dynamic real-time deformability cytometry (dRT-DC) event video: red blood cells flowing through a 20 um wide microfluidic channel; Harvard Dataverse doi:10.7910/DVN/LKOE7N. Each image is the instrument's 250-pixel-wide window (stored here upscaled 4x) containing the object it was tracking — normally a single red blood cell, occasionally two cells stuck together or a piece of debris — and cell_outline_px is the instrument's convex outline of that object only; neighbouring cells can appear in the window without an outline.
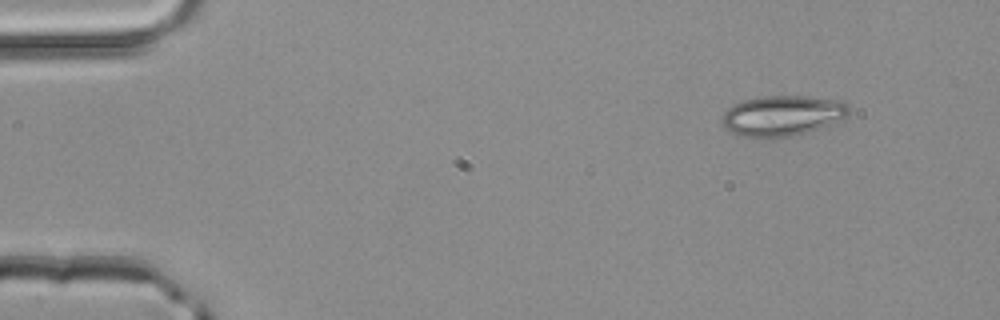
{"species": "common noctule bat (a hibernating species)", "species_latin": "Nyctalus noctula", "temperature_condition": "room temperature", "stored_images_in_passage": 3, "camera_frame_rate_fps": 3000, "um_per_image_px": 0.085, "animal": {"sex": "male", "body_mass_g": 20.4}, "frame": {"image": 1, "passage_image": 1, "time_ms": 0.0, "image_size_px": [1000, 320], "cell_outline_px": [[848, 116], [828, 124], [792, 136], [764, 140], [740, 136], [728, 132], [724, 128], [720, 120], [720, 116], [728, 108], [744, 100], [764, 96], [804, 96], [840, 100], [848, 104]], "centroid_in_image_um": [66.41, 9.86], "position_along_channel_um": 18.6, "area_um2": 30.17}}